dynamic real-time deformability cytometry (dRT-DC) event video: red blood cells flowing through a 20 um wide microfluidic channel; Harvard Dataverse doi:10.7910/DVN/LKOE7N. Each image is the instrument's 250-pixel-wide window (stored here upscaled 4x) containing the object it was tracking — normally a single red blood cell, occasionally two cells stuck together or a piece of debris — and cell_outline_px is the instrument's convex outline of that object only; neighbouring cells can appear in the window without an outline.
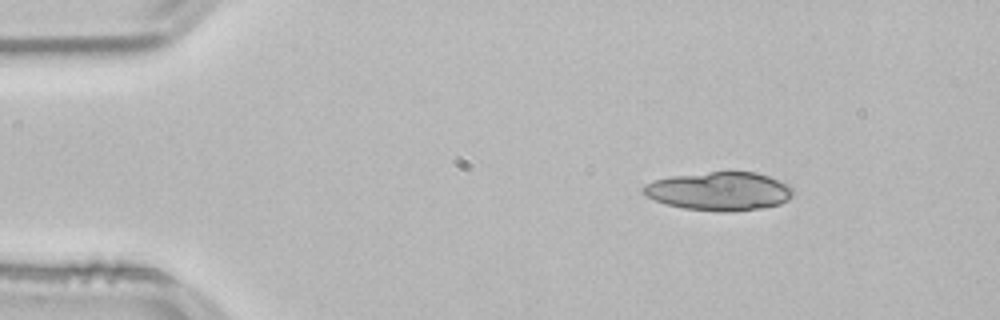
{"species": "common noctule bat (a hibernating species)", "species_latin": "Nyctalus noctula", "temperature_condition": "room temperature", "stored_images_in_passage": 9, "camera_frame_rate_fps": 3000, "um_per_image_px": 0.085, "animal": {"sex": "male", "body_mass_g": 21.5, "forearm_length_mm": 52.0}, "frame": {"image": 1, "passage_image": 1, "time_ms": 0.0, "image_size_px": [1000, 320], "cell_outline_px": [[792, 192], [788, 200], [780, 204], [760, 208], [724, 212], [684, 208], [664, 204], [648, 196], [644, 192], [644, 184], [656, 180], [672, 176], [728, 168], [756, 172], [768, 176], [788, 184], [792, 188]], "centroid_in_image_um": [61.17, 16.2], "position_along_channel_um": 23.8, "area_um2": 34.1}}